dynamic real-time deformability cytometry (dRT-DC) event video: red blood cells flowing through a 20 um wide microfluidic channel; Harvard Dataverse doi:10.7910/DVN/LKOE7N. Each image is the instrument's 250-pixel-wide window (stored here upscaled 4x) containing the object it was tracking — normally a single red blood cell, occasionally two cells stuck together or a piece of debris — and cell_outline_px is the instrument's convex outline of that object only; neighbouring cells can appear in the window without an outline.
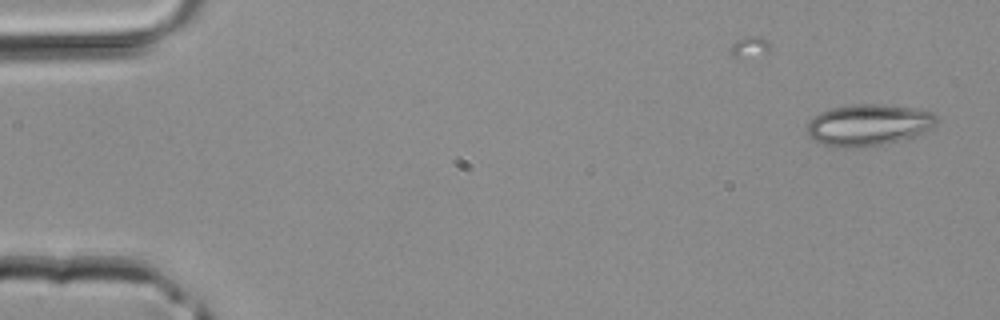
{"species": "common noctule bat (a hibernating species)", "species_latin": "Nyctalus noctula", "temperature_condition": "room temperature", "stored_images_in_passage": 12, "camera_frame_rate_fps": 3000, "um_per_image_px": 0.085, "animal": {"sex": "male", "body_mass_g": 20.4}, "frame": {"image": 1, "passage_image": 1, "time_ms": 0.0, "image_size_px": [1000, 320], "cell_outline_px": [[940, 120], [932, 128], [916, 136], [864, 148], [832, 148], [812, 140], [808, 136], [804, 124], [812, 116], [820, 112], [832, 108], [856, 104], [884, 104], [912, 108], [932, 112]], "centroid_in_image_um": [73.76, 10.64], "position_along_channel_um": 11.2, "area_um2": 32.02}}